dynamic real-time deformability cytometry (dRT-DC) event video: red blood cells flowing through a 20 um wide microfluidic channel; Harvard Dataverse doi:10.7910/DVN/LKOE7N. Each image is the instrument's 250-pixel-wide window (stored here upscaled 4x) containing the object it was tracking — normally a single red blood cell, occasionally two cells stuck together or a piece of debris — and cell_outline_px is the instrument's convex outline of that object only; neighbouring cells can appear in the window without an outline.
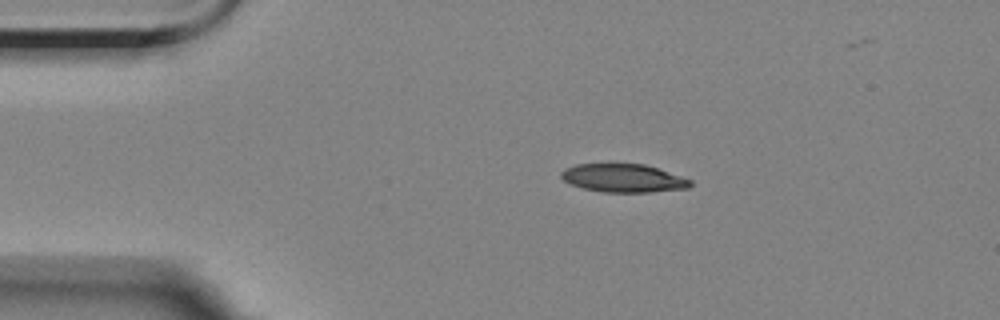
{"species": "Egyptian fruit bat (a non-hibernating species)", "species_latin": "Rousettus aegyptiacus", "temperature_condition": "room temperature", "stored_images_in_passage": 4, "camera_frame_rate_fps": 3000, "um_per_image_px": 0.085, "animal": {"sex": "female"}, "frame": {"image": 1, "passage_image": 1, "time_ms": 0.0, "image_size_px": [1000, 320], "cell_outline_px": [[692, 184], [688, 188], [652, 192], [604, 192], [584, 188], [572, 184], [564, 180], [560, 176], [560, 172], [564, 168], [576, 164], [608, 160], [644, 164], [692, 180]], "centroid_in_image_um": [52.92, 15.08], "position_along_channel_um": 32.1, "area_um2": 22.08}}
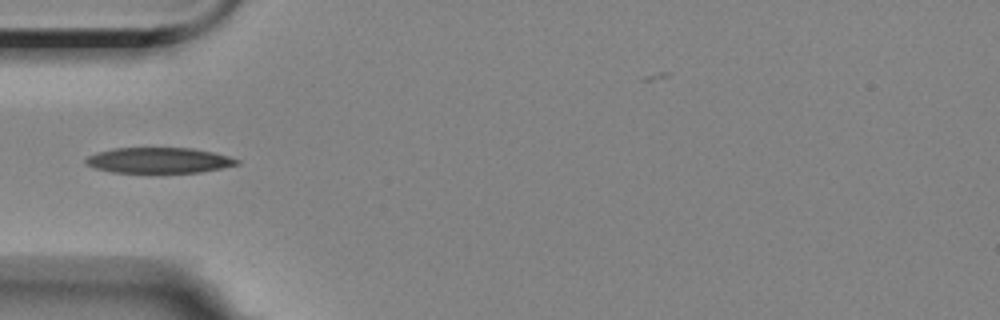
{"frame": {"image": 2, "passage_image": 3, "time_ms": 2.333, "image_size_px": [1000, 320], "cell_outline_px": [[240, 164], [200, 172], [112, 172], [96, 168], [84, 164], [84, 160], [88, 156], [96, 152], [112, 148], [192, 148], [212, 152], [228, 156], [240, 160]], "centroid_in_image_um": [13.47, 13.62], "position_along_channel_um": 71.5, "area_um2": 22.43}}